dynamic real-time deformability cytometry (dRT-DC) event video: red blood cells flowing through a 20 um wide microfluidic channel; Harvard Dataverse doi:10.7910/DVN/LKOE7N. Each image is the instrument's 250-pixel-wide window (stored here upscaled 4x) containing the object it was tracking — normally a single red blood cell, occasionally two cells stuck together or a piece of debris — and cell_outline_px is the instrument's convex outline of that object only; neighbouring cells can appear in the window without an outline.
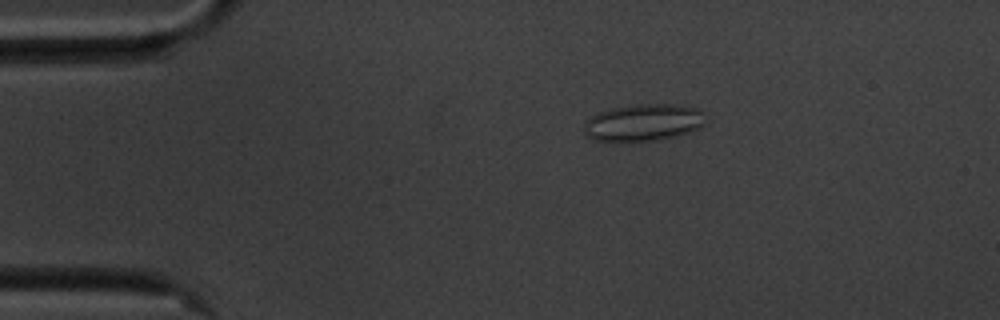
{"species": "common noctule bat (a hibernating species)", "species_latin": "Nyctalus noctula", "temperature_condition": "cold", "stored_images_in_passage": 58, "camera_frame_rate_fps": 3000, "um_per_image_px": 0.085, "animal": {"sex": "male", "body_mass_g": 20.1, "forearm_length_mm": 53.5}, "frame": {"image": 1, "passage_image": 11, "time_ms": 3.333, "image_size_px": [1000, 320], "cell_outline_px": [[704, 124], [688, 132], [676, 136], [656, 140], [632, 144], [592, 140], [584, 136], [584, 124], [592, 116], [600, 112], [612, 108], [636, 104], [672, 104], [700, 108]], "centroid_in_image_um": [54.61, 10.46], "position_along_channel_um": 30.4, "area_um2": 26.7}}
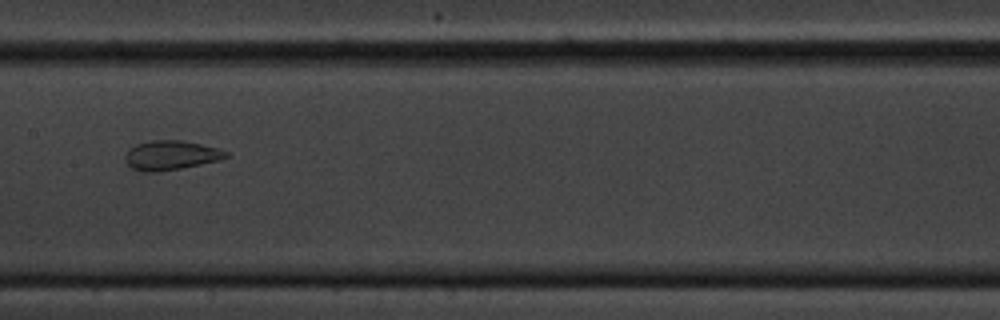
{"frame": {"image": 2, "passage_image": 29, "time_ms": 9.333, "image_size_px": [1000, 320], "cell_outline_px": [[228, 156], [220, 160], [180, 168], [156, 172], [144, 172], [132, 168], [124, 160], [124, 156], [128, 148], [136, 144], [152, 140], [180, 140], [200, 144], [216, 148], [228, 152]], "centroid_in_image_um": [14.47, 13.19], "position_along_channel_um": 192.9, "area_um2": 17.17}}
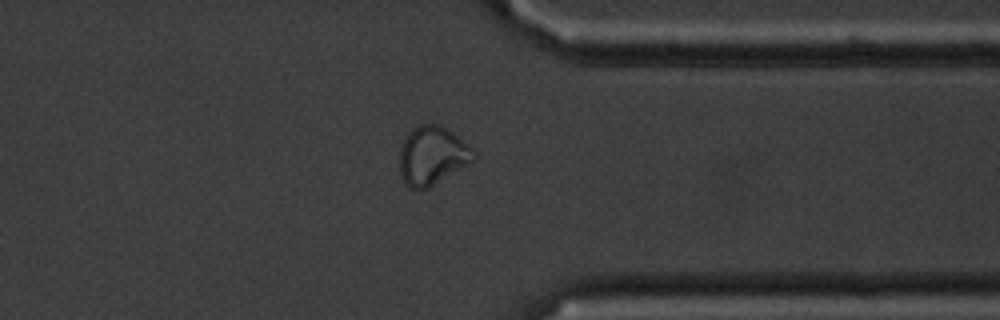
{"frame": {"image": 3, "passage_image": 45, "time_ms": 14.667, "image_size_px": [1000, 320], "cell_outline_px": [[476, 156], [472, 160], [428, 188], [420, 192], [404, 184], [400, 176], [400, 148], [404, 140], [412, 128], [420, 124], [440, 124], [452, 132], [472, 148], [476, 152]], "centroid_in_image_um": [36.69, 13.23], "position_along_channel_um": 374.7, "area_um2": 25.03}, "authors_computed_cell_mechanics": {"area_um2": 23.9581, "velocity_mm_per_s": 3.4993, "shape_relaxation_time_tau1_ms": null, "shape_relaxation_time_tau2_ms": 0.8138, "deformation_change_tau1": null, "deformation_change_tau2": 0.0791}}